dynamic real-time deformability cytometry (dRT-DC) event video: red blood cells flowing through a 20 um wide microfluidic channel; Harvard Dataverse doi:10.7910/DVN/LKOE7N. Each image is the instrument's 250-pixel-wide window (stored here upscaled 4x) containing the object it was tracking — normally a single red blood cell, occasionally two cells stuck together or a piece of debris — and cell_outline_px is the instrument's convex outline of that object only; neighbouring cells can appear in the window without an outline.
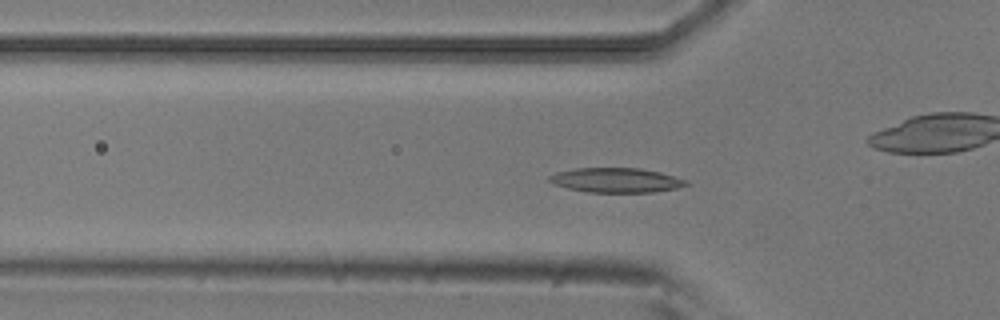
{"species": "common noctule bat (a hibernating species)", "species_latin": "Nyctalus noctula", "temperature_condition": "room temperature", "stored_images_in_passage": 47, "camera_frame_rate_fps": 3000, "um_per_image_px": 0.085, "animal": {"sex": "male", "body_mass_g": 20.5, "forearm_length_mm": 52.5}, "frame": {"image": 1, "passage_image": 17, "time_ms": 5.333, "image_size_px": [1000, 320], "cell_outline_px": [[692, 184], [676, 188], [656, 192], [588, 192], [568, 188], [552, 184], [548, 180], [548, 176], [556, 172], [576, 168], [640, 168], [660, 172], [684, 180]], "centroid_in_image_um": [52.34, 15.31], "position_along_channel_um": 73.5, "area_um2": 19.59}}
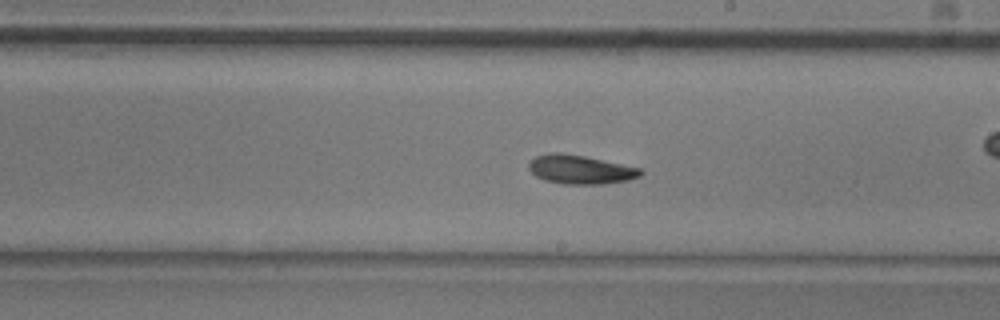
{"frame": {"image": 2, "passage_image": 30, "time_ms": 9.667, "image_size_px": [1000, 320], "cell_outline_px": [[644, 172], [640, 176], [628, 180], [604, 184], [564, 184], [544, 180], [536, 176], [528, 168], [528, 160], [536, 156], [552, 152], [560, 152], [584, 156], [640, 168]], "centroid_in_image_um": [49.3, 14.41], "position_along_channel_um": 239.7, "area_um2": 18.84}}
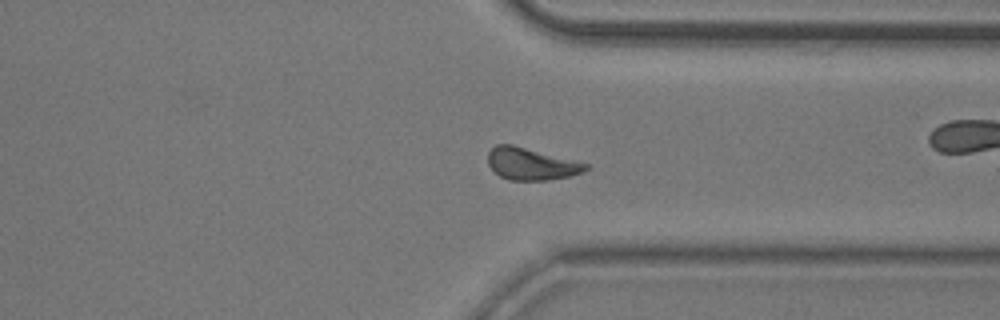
{"frame": {"image": 3, "passage_image": 40, "time_ms": 13.0, "image_size_px": [1000, 320], "cell_outline_px": [[588, 168], [584, 172], [568, 176], [548, 180], [508, 180], [500, 176], [488, 164], [488, 152], [496, 144], [512, 144], [588, 164]], "centroid_in_image_um": [45.12, 13.93], "position_along_channel_um": 366.3, "area_um2": 18.03}, "authors_computed_cell_mechanics": {"area_um2": 18.6116, "velocity_mm_per_s": 3.8192, "shape_relaxation_time_tau1_ms": 5.7992, "shape_relaxation_time_tau2_ms": null, "deformation_change_tau1": 0.1436, "deformation_change_tau2": null}}